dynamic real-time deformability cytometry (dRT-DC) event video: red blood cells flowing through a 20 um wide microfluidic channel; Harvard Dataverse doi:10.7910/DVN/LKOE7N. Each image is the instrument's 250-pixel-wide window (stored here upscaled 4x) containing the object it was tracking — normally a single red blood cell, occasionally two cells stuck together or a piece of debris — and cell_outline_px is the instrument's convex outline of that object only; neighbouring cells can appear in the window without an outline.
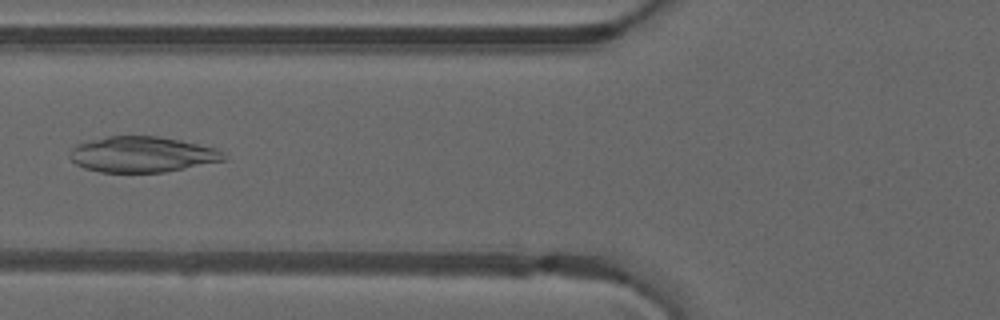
{"species": "common noctule bat (a hibernating species)", "species_latin": "Nyctalus noctula", "temperature_condition": "warm", "stored_images_in_passage": 49, "camera_frame_rate_fps": 3000, "um_per_image_px": 0.085, "animal": {"sex": "male", "forearm_length_mm": 52.5}, "frame": {"image": 1, "passage_image": 19, "time_ms": 6.0, "image_size_px": [1000, 320], "cell_outline_px": [[228, 156], [224, 160], [164, 172], [100, 172], [84, 168], [76, 164], [68, 156], [72, 148], [76, 144], [84, 140], [108, 136], [156, 136], [180, 140], [216, 148], [224, 152]], "centroid_in_image_um": [12.04, 13.11], "position_along_channel_um": 113.8, "area_um2": 32.14}}
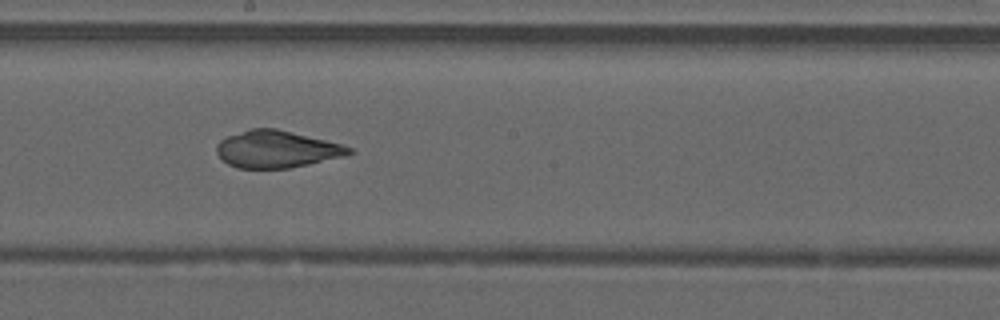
{"frame": {"image": 2, "passage_image": 27, "time_ms": 8.667, "image_size_px": [1000, 320], "cell_outline_px": [[356, 152], [348, 156], [288, 168], [236, 168], [228, 164], [216, 152], [216, 144], [220, 140], [228, 136], [252, 128], [276, 128], [340, 144], [352, 148]], "centroid_in_image_um": [23.54, 12.69], "position_along_channel_um": 224.7, "area_um2": 28.5}}
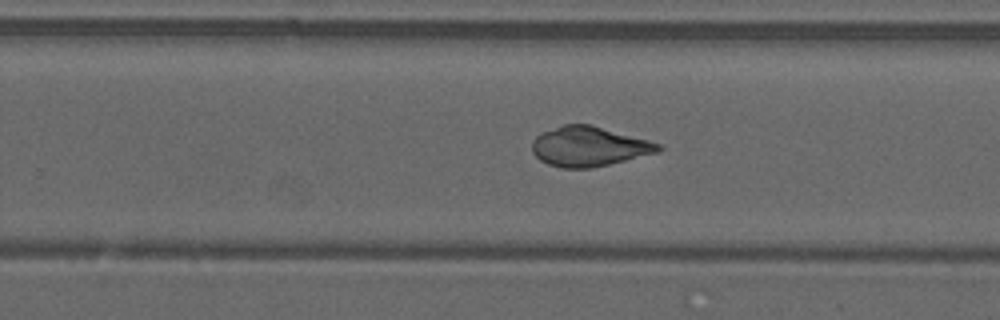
{"frame": {"image": 3, "passage_image": 31, "time_ms": 10.0, "image_size_px": [1000, 320], "cell_outline_px": [[664, 148], [660, 152], [592, 168], [560, 168], [548, 164], [540, 160], [532, 152], [532, 140], [540, 132], [564, 124], [592, 124], [648, 140], [660, 144]], "centroid_in_image_um": [50.05, 12.45], "position_along_channel_um": 279.7, "area_um2": 29.48}}